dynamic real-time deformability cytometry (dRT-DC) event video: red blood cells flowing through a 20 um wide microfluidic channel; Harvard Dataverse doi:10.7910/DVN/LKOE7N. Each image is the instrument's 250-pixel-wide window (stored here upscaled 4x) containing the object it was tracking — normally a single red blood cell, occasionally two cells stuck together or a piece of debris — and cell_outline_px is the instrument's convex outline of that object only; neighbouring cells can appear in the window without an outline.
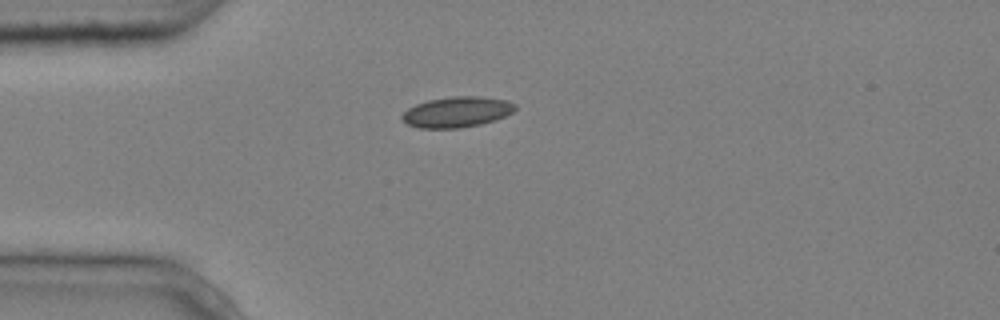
{"species": "common noctule bat (a hibernating species)", "species_latin": "Nyctalus noctula", "temperature_condition": "cold", "stored_images_in_passage": 1, "camera_frame_rate_fps": 3000, "um_per_image_px": 0.085, "animal": {"sex": "male", "body_mass_g": 20.4}, "frame": {"image": 1, "passage_image": 1, "time_ms": 0.0, "image_size_px": [1000, 320], "cell_outline_px": [[516, 108], [512, 112], [496, 120], [480, 124], [460, 128], [420, 128], [408, 124], [400, 116], [408, 108], [416, 104], [428, 100], [452, 96], [480, 96], [508, 100], [516, 104]], "centroid_in_image_um": [38.85, 9.51], "position_along_channel_um": 46.1, "area_um2": 20.17}}